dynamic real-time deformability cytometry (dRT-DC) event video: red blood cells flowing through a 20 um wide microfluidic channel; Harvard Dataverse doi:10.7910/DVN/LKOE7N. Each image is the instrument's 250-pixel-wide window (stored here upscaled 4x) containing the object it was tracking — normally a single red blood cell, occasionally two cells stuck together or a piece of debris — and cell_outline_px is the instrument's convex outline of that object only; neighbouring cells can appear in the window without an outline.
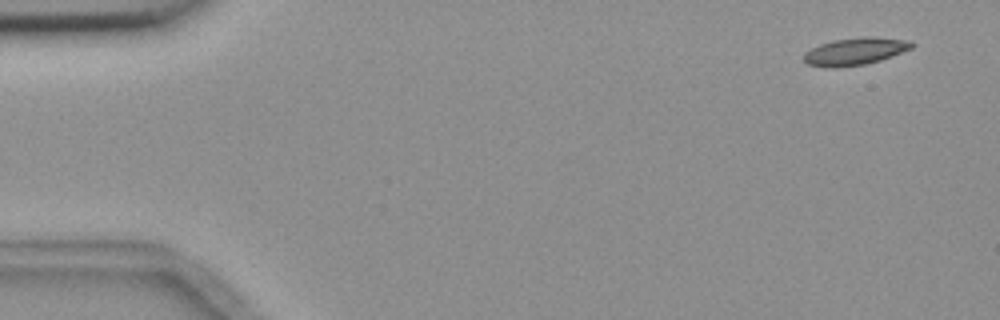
{"species": "common noctule bat (a hibernating species)", "species_latin": "Nyctalus noctula", "temperature_condition": "room temperature", "stored_images_in_passage": 5, "camera_frame_rate_fps": 3000, "um_per_image_px": 0.085, "animal": {"sex": "female", "body_mass_g": 18.4}, "frame": {"image": 1, "passage_image": 1, "time_ms": 0.0, "image_size_px": [1000, 320], "cell_outline_px": [[912, 48], [880, 60], [864, 64], [808, 64], [804, 60], [804, 52], [820, 44], [832, 40], [868, 36], [872, 36], [912, 40]], "centroid_in_image_um": [72.77, 4.29], "position_along_channel_um": 12.2, "area_um2": 16.24}}